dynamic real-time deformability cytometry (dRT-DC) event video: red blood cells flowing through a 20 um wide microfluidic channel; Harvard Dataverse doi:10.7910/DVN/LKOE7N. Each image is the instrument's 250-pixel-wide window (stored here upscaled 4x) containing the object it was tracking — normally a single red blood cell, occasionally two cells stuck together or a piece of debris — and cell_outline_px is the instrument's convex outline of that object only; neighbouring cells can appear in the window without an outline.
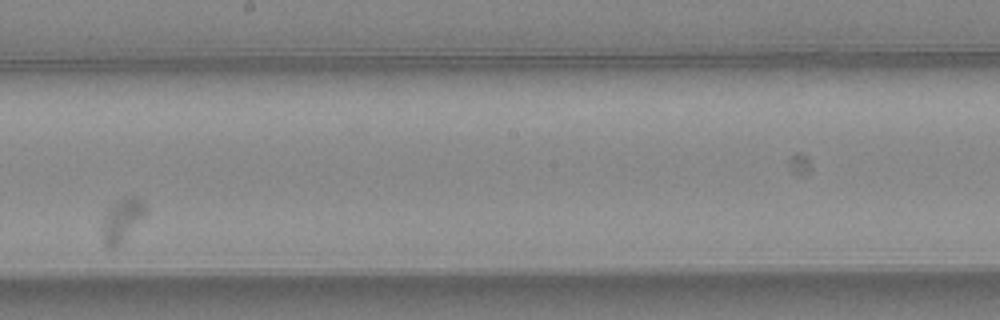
{"species": "common noctule bat (a hibernating species)", "species_latin": "Nyctalus noctula", "temperature_condition": "warm", "stored_images_in_passage": 8, "camera_frame_rate_fps": 3000, "um_per_image_px": 0.085, "animal": {"sex": "female", "body_mass_g": 24.6, "forearm_length_mm": 56.2}, "frame": {"image": 1, "passage_image": 5, "time_ms": 1.333, "image_size_px": [1000, 320], "cell_outline_px": [[148, 208], [144, 216], [120, 244], [116, 248], [108, 248], [104, 244], [100, 228], [104, 216], [108, 208], [116, 200], [124, 196], [136, 196]], "centroid_in_image_um": [10.33, 18.69], "position_along_channel_um": 237.9, "area_um2": 11.1}}